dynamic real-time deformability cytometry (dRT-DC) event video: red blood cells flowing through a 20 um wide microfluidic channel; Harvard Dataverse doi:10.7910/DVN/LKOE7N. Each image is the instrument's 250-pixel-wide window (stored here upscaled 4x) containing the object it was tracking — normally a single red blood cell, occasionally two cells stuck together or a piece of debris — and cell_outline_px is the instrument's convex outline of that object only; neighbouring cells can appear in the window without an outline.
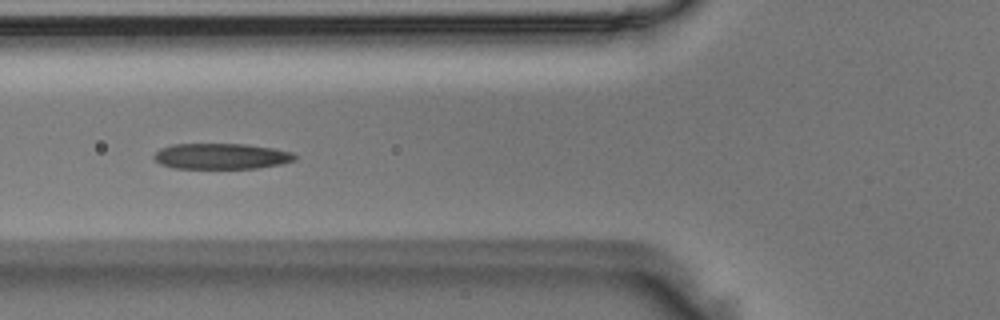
{"species": "Egyptian fruit bat (a non-hibernating species)", "species_latin": "Rousettus aegyptiacus", "temperature_condition": "room temperature", "stored_images_in_passage": 35, "camera_frame_rate_fps": 3000, "um_per_image_px": 0.085, "animal": {"sex": "male"}, "frame": {"image": 1, "passage_image": 6, "time_ms": 1.667, "image_size_px": [1000, 320], "cell_outline_px": [[296, 160], [280, 164], [260, 168], [172, 168], [160, 164], [152, 156], [160, 148], [172, 144], [248, 144], [272, 148], [292, 152], [296, 156]], "centroid_in_image_um": [18.8, 13.28], "position_along_channel_um": 107.0, "area_um2": 21.21}}